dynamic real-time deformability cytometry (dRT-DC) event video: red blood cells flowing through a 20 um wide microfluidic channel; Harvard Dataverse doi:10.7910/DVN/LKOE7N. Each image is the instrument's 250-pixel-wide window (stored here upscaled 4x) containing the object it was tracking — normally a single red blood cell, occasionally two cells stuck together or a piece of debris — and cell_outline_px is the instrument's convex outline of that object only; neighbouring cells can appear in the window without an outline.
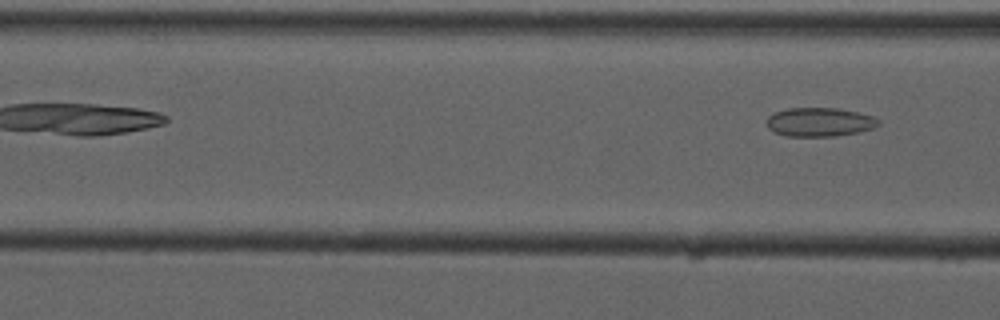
{"species": "common noctule bat (a hibernating species)", "species_latin": "Nyctalus noctula", "temperature_condition": "cold", "stored_images_in_passage": 5, "camera_frame_rate_fps": 3000, "um_per_image_px": 0.085, "animal": {"sex": "male", "forearm_length_mm": 52.5}, "frame": {"image": 1, "passage_image": 5, "time_ms": 4.667, "image_size_px": [1000, 320], "cell_outline_px": [[880, 124], [876, 128], [836, 136], [788, 136], [772, 132], [768, 128], [768, 116], [776, 112], [788, 108], [840, 108], [872, 116], [880, 120]], "centroid_in_image_um": [69.68, 10.38], "position_along_channel_um": 96.9, "area_um2": 18.79}}